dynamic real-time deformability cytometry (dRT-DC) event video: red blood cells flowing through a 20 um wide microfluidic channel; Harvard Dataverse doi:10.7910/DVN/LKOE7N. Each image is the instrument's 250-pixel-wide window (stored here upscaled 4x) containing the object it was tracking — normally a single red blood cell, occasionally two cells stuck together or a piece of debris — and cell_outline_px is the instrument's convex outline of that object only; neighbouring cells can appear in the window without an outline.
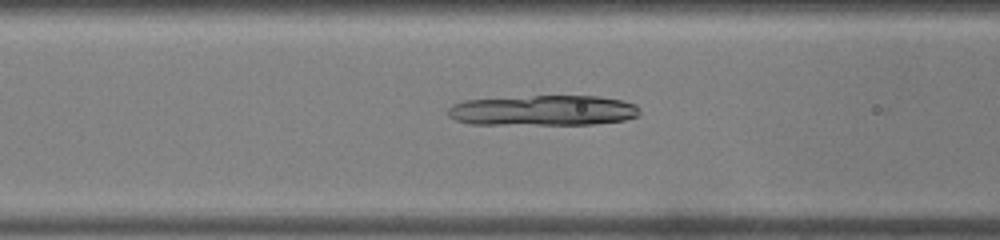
{"species": "common noctule bat (a hibernating species)", "species_latin": "Nyctalus noctula", "temperature_condition": "warm", "stored_images_in_passage": 33, "camera_frame_rate_fps": 3000, "um_per_image_px": 0.085, "animal": {"sex": "male", "body_mass_g": 19.0, "forearm_length_mm": 50.8}, "frame": {"image": 1, "passage_image": 20, "time_ms": 6.333, "image_size_px": [1000, 240], "cell_outline_px": [[640, 116], [624, 120], [592, 124], [468, 124], [456, 120], [448, 116], [448, 108], [452, 104], [464, 100], [532, 96], [600, 96], [624, 100], [636, 104], [640, 108]], "centroid_in_image_um": [46.2, 9.38], "position_along_channel_um": 120.4, "area_um2": 34.22}}
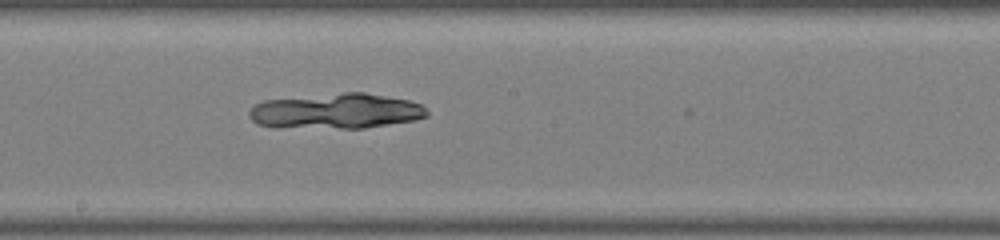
{"frame": {"image": 2, "passage_image": 27, "time_ms": 8.667, "image_size_px": [1000, 240], "cell_outline_px": [[428, 116], [416, 120], [364, 128], [272, 128], [256, 124], [248, 116], [248, 112], [256, 104], [264, 100], [344, 92], [364, 92], [408, 100], [420, 104], [428, 112]], "centroid_in_image_um": [28.53, 9.46], "position_along_channel_um": 219.7, "area_um2": 36.88}}
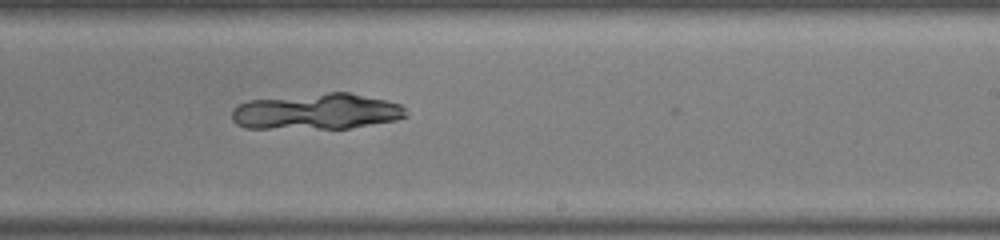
{"frame": {"image": 3, "passage_image": 30, "time_ms": 9.667, "image_size_px": [1000, 240], "cell_outline_px": [[408, 116], [396, 120], [348, 128], [248, 128], [236, 124], [232, 120], [232, 108], [236, 104], [248, 100], [328, 92], [348, 92], [384, 100], [400, 104], [404, 108]], "centroid_in_image_um": [26.88, 9.47], "position_along_channel_um": 262.1, "area_um2": 36.41}}